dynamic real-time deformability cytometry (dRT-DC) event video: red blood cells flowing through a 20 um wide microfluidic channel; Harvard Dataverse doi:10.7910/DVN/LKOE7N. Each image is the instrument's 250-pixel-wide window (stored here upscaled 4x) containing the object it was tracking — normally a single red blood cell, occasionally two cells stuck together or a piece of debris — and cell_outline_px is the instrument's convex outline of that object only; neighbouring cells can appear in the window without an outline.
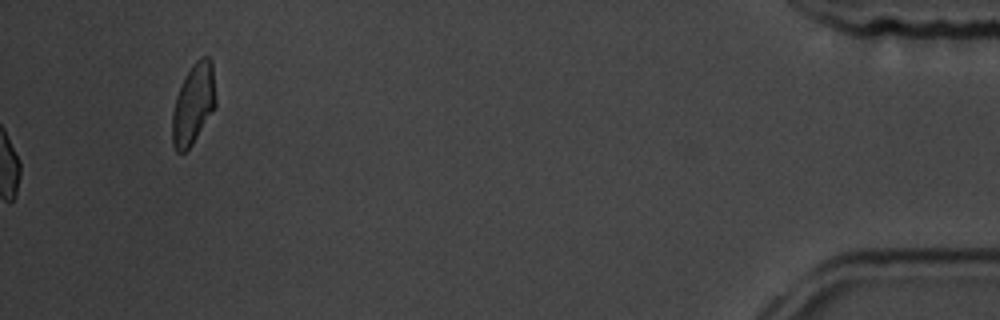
{"species": "common noctule bat (a hibernating species)", "species_latin": "Nyctalus noctula", "temperature_condition": "room temperature", "stored_images_in_passage": 55, "camera_frame_rate_fps": 3000, "um_per_image_px": 0.085, "animal": {"sex": "male", "body_mass_g": 19.5, "forearm_length_mm": 54.6}, "frame": {"image": 1, "passage_image": 55, "time_ms": 18.0, "image_size_px": [1000, 320], "cell_outline_px": [[216, 104], [192, 144], [184, 152], [176, 152], [172, 144], [172, 112], [176, 96], [192, 64], [200, 56], [208, 56], [212, 60], [216, 100]], "centroid_in_image_um": [16.43, 8.82], "position_along_channel_um": 418.8, "area_um2": 20.17}, "authors_computed_cell_mechanics": {"area_um2": 14.6234, "velocity_mm_per_s": 3.774, "shape_relaxation_time_tau1_ms": 2.7782, "shape_relaxation_time_tau2_ms": 1.9407, "deformation_change_tau1": 0.0724, "deformation_change_tau2": 0.0453}}